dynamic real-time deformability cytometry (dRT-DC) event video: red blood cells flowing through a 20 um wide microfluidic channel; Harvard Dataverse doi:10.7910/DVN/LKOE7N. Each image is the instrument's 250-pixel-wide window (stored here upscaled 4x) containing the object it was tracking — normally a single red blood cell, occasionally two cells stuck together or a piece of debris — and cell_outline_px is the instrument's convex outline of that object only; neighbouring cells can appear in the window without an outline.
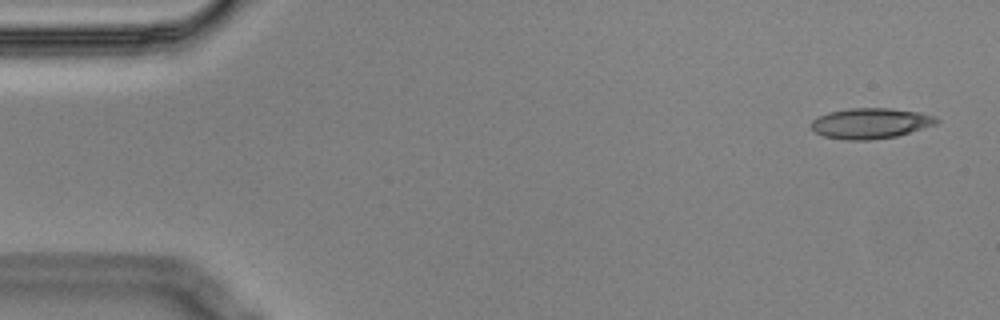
{"species": "Egyptian fruit bat (a non-hibernating species)", "species_latin": "Rousettus aegyptiacus", "temperature_condition": "cold", "stored_images_in_passage": 5, "camera_frame_rate_fps": 3000, "um_per_image_px": 0.085, "animal": {"sex": "male"}, "frame": {"image": 1, "passage_image": 1, "time_ms": 0.0, "image_size_px": [1000, 320], "cell_outline_px": [[940, 120], [936, 124], [896, 136], [868, 140], [844, 140], [824, 136], [816, 132], [812, 128], [812, 120], [828, 112], [848, 108], [888, 108], [920, 112], [932, 116]], "centroid_in_image_um": [73.98, 10.48], "position_along_channel_um": 11.0, "area_um2": 22.08}}
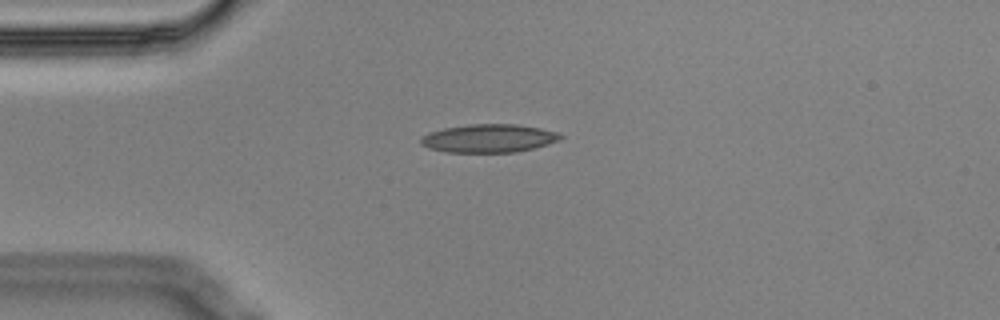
{"frame": {"image": 2, "passage_image": 4, "time_ms": 1.0, "image_size_px": [1000, 320], "cell_outline_px": [[564, 136], [560, 140], [548, 144], [516, 152], [444, 152], [428, 148], [420, 144], [420, 136], [428, 132], [444, 128], [468, 124], [516, 124], [540, 128], [560, 132]], "centroid_in_image_um": [41.53, 11.75], "position_along_channel_um": 43.5, "area_um2": 23.24}}